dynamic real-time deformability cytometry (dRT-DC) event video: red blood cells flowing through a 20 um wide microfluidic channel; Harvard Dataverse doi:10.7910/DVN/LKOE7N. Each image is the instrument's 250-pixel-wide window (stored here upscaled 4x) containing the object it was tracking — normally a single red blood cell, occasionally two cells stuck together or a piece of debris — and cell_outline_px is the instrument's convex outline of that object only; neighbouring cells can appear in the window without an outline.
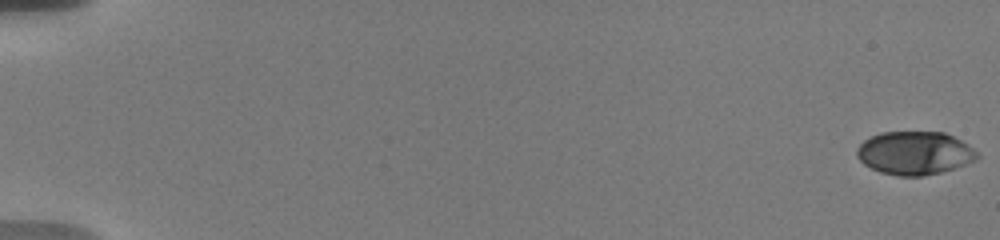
{"species": "human", "species_latin": "Homo sapiens", "temperature_condition": "warm", "stored_images_in_passage": 13, "camera_frame_rate_fps": 3000, "um_per_image_px": 0.085, "donor": {"sex": "male"}, "frame": {"image": 1, "passage_image": 1, "time_ms": 0.0, "image_size_px": [1000, 240], "cell_outline_px": [[980, 156], [964, 164], [940, 172], [920, 176], [900, 176], [880, 172], [864, 164], [856, 156], [856, 148], [864, 140], [880, 132], [944, 132], [968, 144]], "centroid_in_image_um": [77.7, 13.0], "position_along_channel_um": 7.3, "area_um2": 30.0}}
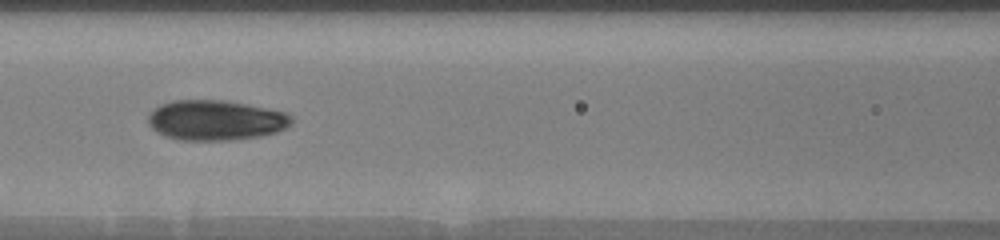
{"frame": {"image": 2, "passage_image": 10, "time_ms": 9.0, "image_size_px": [1000, 240], "cell_outline_px": [[292, 124], [276, 132], [260, 136], [236, 140], [180, 140], [164, 136], [152, 128], [148, 124], [148, 116], [160, 104], [172, 100], [224, 100], [248, 104], [284, 112], [292, 116]], "centroid_in_image_um": [18.33, 10.22], "position_along_channel_um": 148.3, "area_um2": 33.58}}
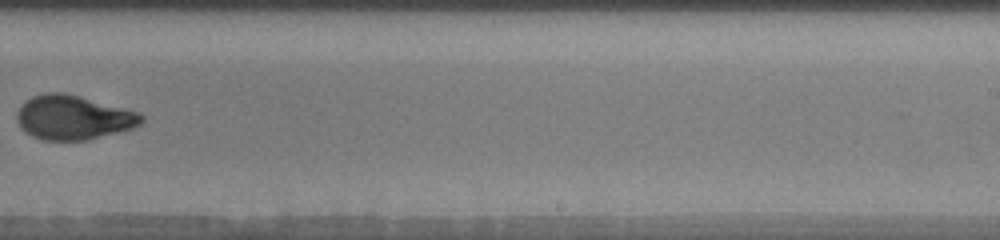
{"frame": {"image": 3, "passage_image": 13, "time_ms": 12.667, "image_size_px": [1000, 240], "cell_outline_px": [[144, 120], [140, 124], [132, 128], [88, 140], [44, 140], [32, 136], [24, 132], [20, 128], [16, 120], [16, 112], [32, 96], [44, 92], [64, 92], [80, 96], [140, 112], [144, 116]], "centroid_in_image_um": [6.22, 9.98], "position_along_channel_um": 282.8, "area_um2": 32.25}}